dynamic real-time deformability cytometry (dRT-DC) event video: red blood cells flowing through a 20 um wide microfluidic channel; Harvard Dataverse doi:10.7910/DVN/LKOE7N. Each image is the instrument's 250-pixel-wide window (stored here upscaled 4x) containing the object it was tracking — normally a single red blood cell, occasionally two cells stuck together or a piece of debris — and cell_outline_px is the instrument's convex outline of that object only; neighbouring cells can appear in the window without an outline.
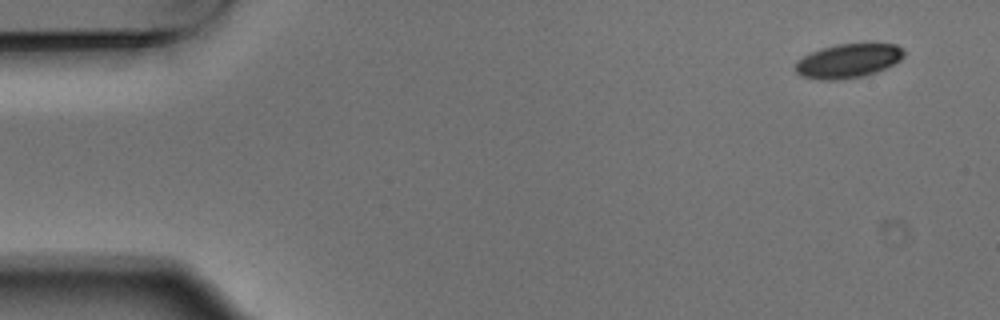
{"species": "Egyptian fruit bat (a non-hibernating species)", "species_latin": "Rousettus aegyptiacus", "temperature_condition": "warm", "stored_images_in_passage": 6, "camera_frame_rate_fps": 3000, "um_per_image_px": 0.085, "animal": {"sex": "male"}, "frame": {"image": 1, "passage_image": 1, "time_ms": 0.0, "image_size_px": [1000, 320], "cell_outline_px": [[904, 56], [900, 60], [876, 72], [864, 76], [836, 80], [816, 80], [800, 76], [796, 72], [796, 64], [804, 56], [812, 52], [836, 44], [896, 44], [904, 48]], "centroid_in_image_um": [72.1, 5.18], "position_along_channel_um": 12.9, "area_um2": 21.39}}
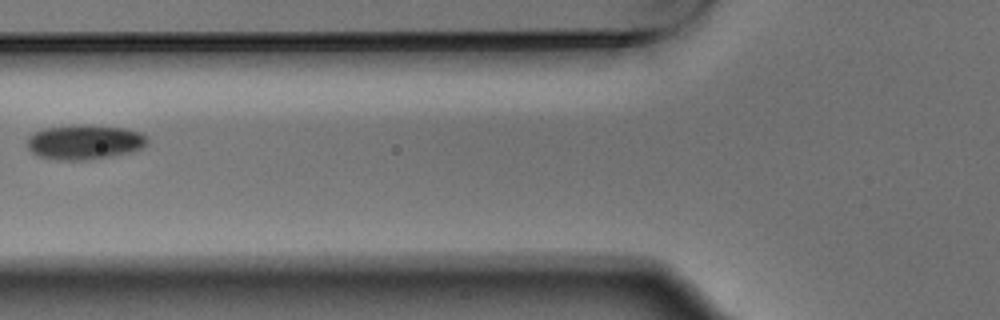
{"frame": {"image": 2, "passage_image": 5, "time_ms": 1.333, "image_size_px": [1000, 320], "cell_outline_px": [[148, 144], [144, 148], [132, 152], [84, 160], [56, 160], [36, 156], [28, 148], [28, 136], [44, 128], [72, 124], [88, 124], [124, 128], [140, 132], [148, 136]], "centroid_in_image_um": [7.21, 12.06], "position_along_channel_um": 118.6, "area_um2": 24.68}}
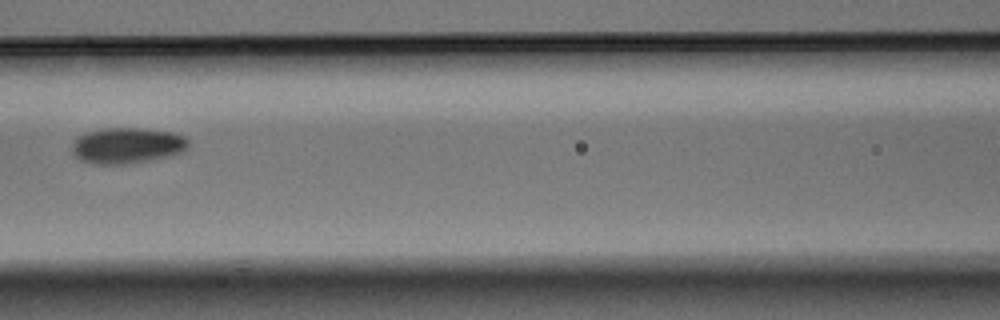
{"frame": {"image": 3, "passage_image": 6, "time_ms": 1.667, "image_size_px": [1000, 320], "cell_outline_px": [[188, 148], [184, 152], [172, 156], [124, 164], [92, 164], [80, 160], [72, 152], [72, 144], [84, 132], [104, 128], [140, 128], [172, 132], [184, 136], [188, 140]], "centroid_in_image_um": [10.82, 12.37], "position_along_channel_um": 155.8, "area_um2": 24.45}}